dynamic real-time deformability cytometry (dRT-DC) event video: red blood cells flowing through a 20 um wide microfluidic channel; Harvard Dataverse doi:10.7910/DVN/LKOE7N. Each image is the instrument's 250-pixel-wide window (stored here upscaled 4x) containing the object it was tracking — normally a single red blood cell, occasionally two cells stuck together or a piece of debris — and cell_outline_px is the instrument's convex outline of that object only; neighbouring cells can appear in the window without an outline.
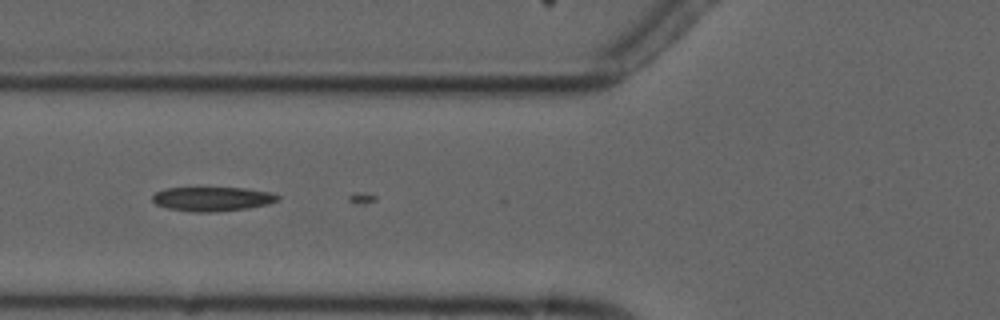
{"species": "common noctule bat (a hibernating species)", "species_latin": "Nyctalus noctula", "temperature_condition": "cold", "stored_images_in_passage": 5, "camera_frame_rate_fps": 3000, "um_per_image_px": 0.085, "animal": {"sex": "male", "forearm_length_mm": 52.5}, "frame": {"image": 1, "passage_image": 4, "time_ms": 3.333, "image_size_px": [1000, 320], "cell_outline_px": [[280, 200], [268, 204], [248, 208], [216, 212], [192, 212], [168, 208], [156, 204], [152, 200], [152, 196], [156, 192], [164, 188], [244, 188], [272, 192], [280, 196]], "centroid_in_image_um": [18.07, 16.91], "position_along_channel_um": 107.7, "area_um2": 17.8}}